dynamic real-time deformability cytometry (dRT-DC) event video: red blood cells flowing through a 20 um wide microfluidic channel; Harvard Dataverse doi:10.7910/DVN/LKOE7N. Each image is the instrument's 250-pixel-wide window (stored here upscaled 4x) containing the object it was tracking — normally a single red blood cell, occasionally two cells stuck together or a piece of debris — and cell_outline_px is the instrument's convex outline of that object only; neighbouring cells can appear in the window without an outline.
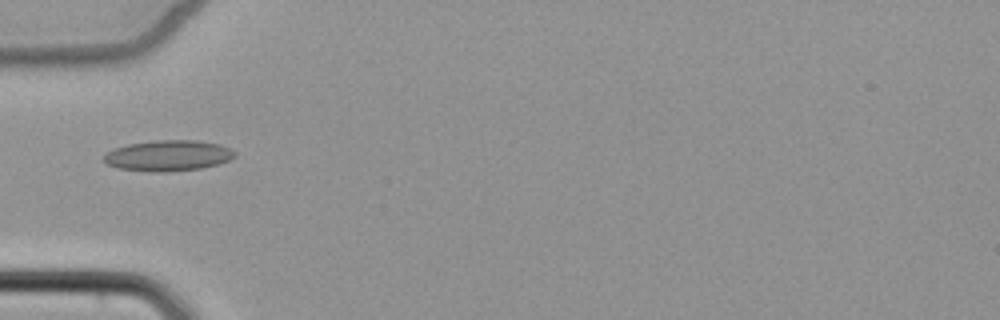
{"species": "common noctule bat (a hibernating species)", "species_latin": "Nyctalus noctula", "temperature_condition": "cold", "stored_images_in_passage": 2, "camera_frame_rate_fps": 3000, "um_per_image_px": 0.085, "animal": {"sex": "female", "body_mass_g": 22.7, "forearm_length_mm": 54.2}, "frame": {"image": 1, "passage_image": 1, "time_ms": 0.0, "image_size_px": [1000, 320], "cell_outline_px": [[236, 156], [228, 160], [216, 164], [200, 168], [168, 172], [148, 172], [120, 168], [108, 164], [104, 160], [104, 156], [112, 148], [128, 144], [156, 140], [196, 140], [220, 144], [236, 152]], "centroid_in_image_um": [14.29, 13.22], "position_along_channel_um": 70.7, "area_um2": 23.41}}
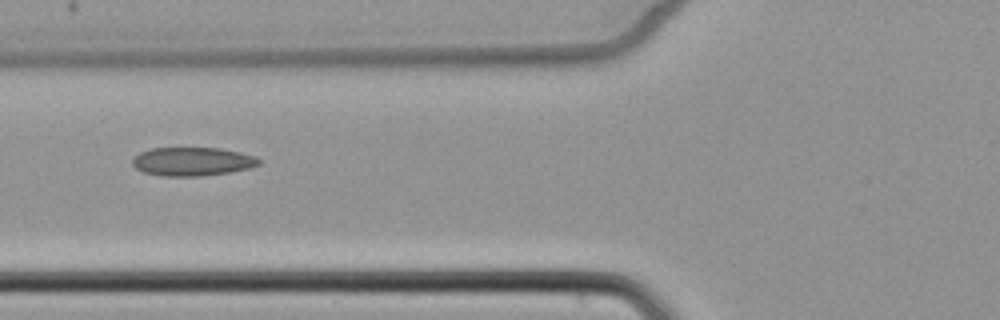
{"frame": {"image": 2, "passage_image": 2, "time_ms": 1.0, "image_size_px": [1000, 320], "cell_outline_px": [[260, 164], [252, 168], [228, 172], [200, 176], [160, 176], [144, 172], [136, 168], [132, 164], [132, 160], [140, 152], [152, 148], [220, 148], [240, 152], [256, 156], [260, 160]], "centroid_in_image_um": [16.37, 13.73], "position_along_channel_um": 109.4, "area_um2": 21.1}}